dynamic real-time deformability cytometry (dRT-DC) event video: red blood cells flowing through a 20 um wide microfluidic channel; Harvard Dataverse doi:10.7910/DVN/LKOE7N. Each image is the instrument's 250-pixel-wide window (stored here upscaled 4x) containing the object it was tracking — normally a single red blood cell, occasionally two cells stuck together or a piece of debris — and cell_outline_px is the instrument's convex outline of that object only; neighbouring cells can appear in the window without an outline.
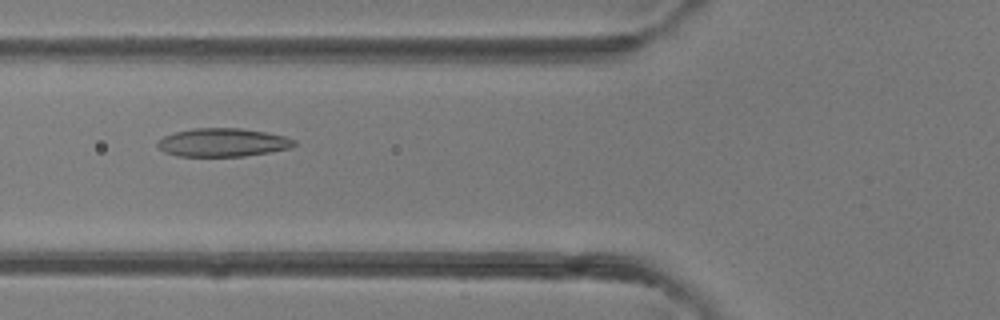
{"species": "common noctule bat (a hibernating species)", "species_latin": "Nyctalus noctula", "temperature_condition": "room temperature", "stored_images_in_passage": 5, "camera_frame_rate_fps": 3000, "um_per_image_px": 0.085, "animal": {"sex": "female"}, "frame": {"image": 1, "passage_image": 5, "time_ms": 4.667, "image_size_px": [1000, 320], "cell_outline_px": [[296, 144], [292, 148], [244, 156], [176, 156], [164, 152], [156, 144], [164, 136], [176, 132], [192, 128], [240, 128], [264, 132], [284, 136], [296, 140]], "centroid_in_image_um": [18.94, 12.11], "position_along_channel_um": 106.9, "area_um2": 22.48}}